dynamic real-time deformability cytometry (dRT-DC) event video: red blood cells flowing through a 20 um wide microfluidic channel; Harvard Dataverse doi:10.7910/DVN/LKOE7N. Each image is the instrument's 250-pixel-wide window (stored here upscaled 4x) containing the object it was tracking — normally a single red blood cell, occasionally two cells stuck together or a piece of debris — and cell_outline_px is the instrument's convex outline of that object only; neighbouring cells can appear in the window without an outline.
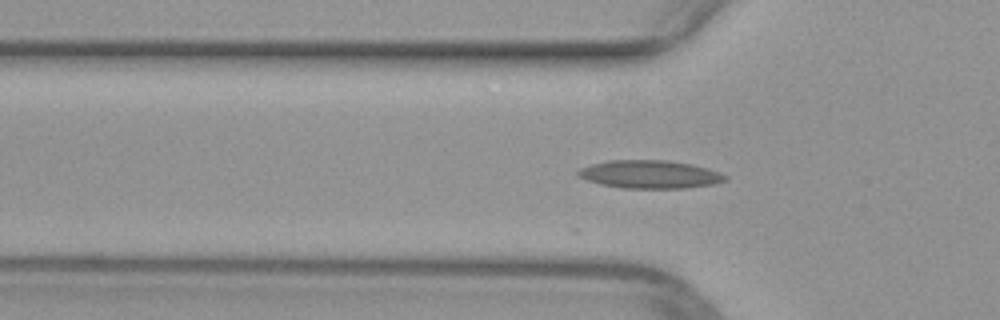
{"species": "common noctule bat (a hibernating species)", "species_latin": "Nyctalus noctula", "temperature_condition": "warm", "stored_images_in_passage": 10, "camera_frame_rate_fps": 3000, "um_per_image_px": 0.085, "animal": {"sex": "female", "body_mass_g": 29.2, "forearm_length_mm": 56.3}, "frame": {"image": 1, "passage_image": 2, "time_ms": 0.333, "image_size_px": [1000, 320], "cell_outline_px": [[728, 180], [712, 184], [688, 188], [624, 188], [600, 184], [588, 180], [580, 176], [576, 172], [580, 168], [592, 164], [608, 160], [668, 160], [692, 164], [708, 168], [720, 172], [728, 176]], "centroid_in_image_um": [55.28, 14.81], "position_along_channel_um": 70.5, "area_um2": 24.1}}
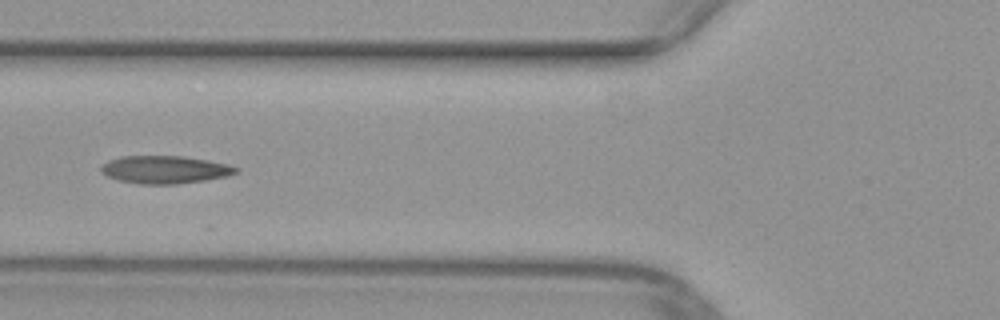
{"frame": {"image": 2, "passage_image": 5, "time_ms": 1.333, "image_size_px": [1000, 320], "cell_outline_px": [[240, 172], [228, 176], [204, 180], [176, 184], [140, 184], [116, 180], [100, 172], [100, 168], [108, 160], [120, 156], [184, 156], [208, 160], [228, 164], [240, 168]], "centroid_in_image_um": [14.03, 14.41], "position_along_channel_um": 111.8, "area_um2": 22.02}}
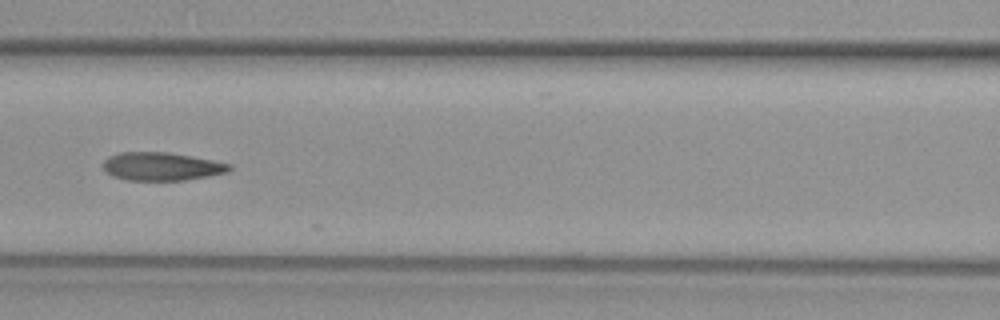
{"frame": {"image": 3, "passage_image": 8, "time_ms": 2.333, "image_size_px": [1000, 320], "cell_outline_px": [[232, 168], [228, 172], [208, 176], [184, 180], [128, 180], [112, 176], [104, 172], [104, 160], [108, 156], [120, 152], [168, 152], [192, 156], [232, 164]], "centroid_in_image_um": [13.73, 14.14], "position_along_channel_um": 152.9, "area_um2": 20.81}}